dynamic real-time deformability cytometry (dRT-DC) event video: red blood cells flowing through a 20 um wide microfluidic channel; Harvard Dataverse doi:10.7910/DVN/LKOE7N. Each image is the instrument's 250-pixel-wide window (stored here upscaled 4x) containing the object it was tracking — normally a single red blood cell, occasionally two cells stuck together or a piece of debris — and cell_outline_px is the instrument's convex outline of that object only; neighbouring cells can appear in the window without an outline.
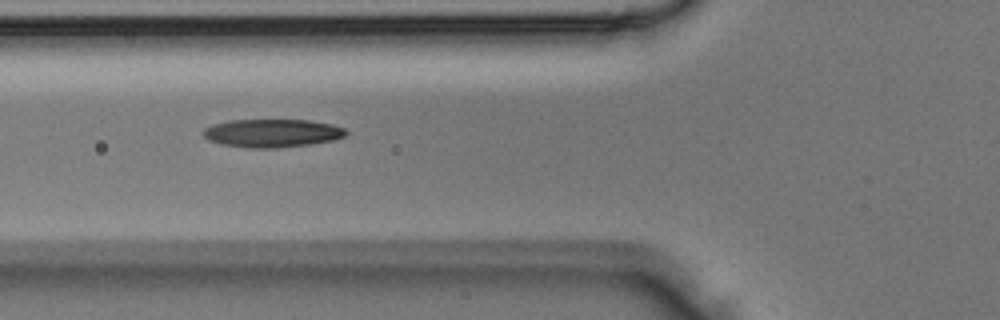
{"species": "Egyptian fruit bat (a non-hibernating species)", "species_latin": "Rousettus aegyptiacus", "temperature_condition": "room temperature", "stored_images_in_passage": 4, "camera_frame_rate_fps": 3000, "um_per_image_px": 0.085, "animal": {"sex": "male"}, "frame": {"image": 1, "passage_image": 4, "time_ms": 1.0, "image_size_px": [1000, 320], "cell_outline_px": [[348, 132], [344, 136], [332, 140], [312, 144], [276, 148], [252, 148], [220, 144], [208, 140], [200, 132], [204, 128], [212, 124], [228, 120], [308, 120], [332, 124], [344, 128]], "centroid_in_image_um": [23.09, 11.31], "position_along_channel_um": 102.7, "area_um2": 23.58}}